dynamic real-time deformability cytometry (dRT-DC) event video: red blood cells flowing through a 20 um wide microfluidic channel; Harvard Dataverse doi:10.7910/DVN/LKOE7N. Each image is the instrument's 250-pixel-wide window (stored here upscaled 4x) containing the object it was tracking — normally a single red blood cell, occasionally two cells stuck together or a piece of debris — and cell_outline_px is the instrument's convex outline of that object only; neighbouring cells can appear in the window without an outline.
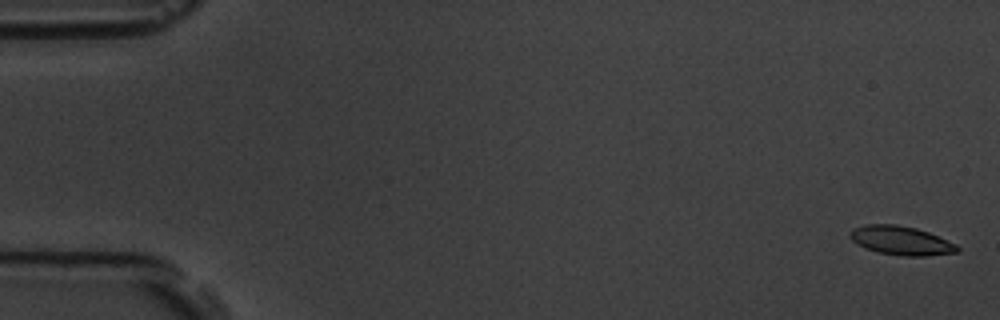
{"species": "common noctule bat (a hibernating species)", "species_latin": "Nyctalus noctula", "temperature_condition": "room temperature", "stored_images_in_passage": 6, "camera_frame_rate_fps": 3000, "um_per_image_px": 0.085, "animal": {"sex": "male", "body_mass_g": 19.5, "forearm_length_mm": 54.6}, "frame": {"image": 1, "passage_image": 1, "time_ms": 0.0, "image_size_px": [1000, 320], "cell_outline_px": [[960, 252], [924, 256], [904, 256], [876, 252], [864, 248], [856, 244], [848, 236], [848, 232], [852, 228], [864, 224], [896, 224], [916, 228], [928, 232], [956, 244], [960, 248]], "centroid_in_image_um": [76.54, 20.44], "position_along_channel_um": 8.5, "area_um2": 18.32}}